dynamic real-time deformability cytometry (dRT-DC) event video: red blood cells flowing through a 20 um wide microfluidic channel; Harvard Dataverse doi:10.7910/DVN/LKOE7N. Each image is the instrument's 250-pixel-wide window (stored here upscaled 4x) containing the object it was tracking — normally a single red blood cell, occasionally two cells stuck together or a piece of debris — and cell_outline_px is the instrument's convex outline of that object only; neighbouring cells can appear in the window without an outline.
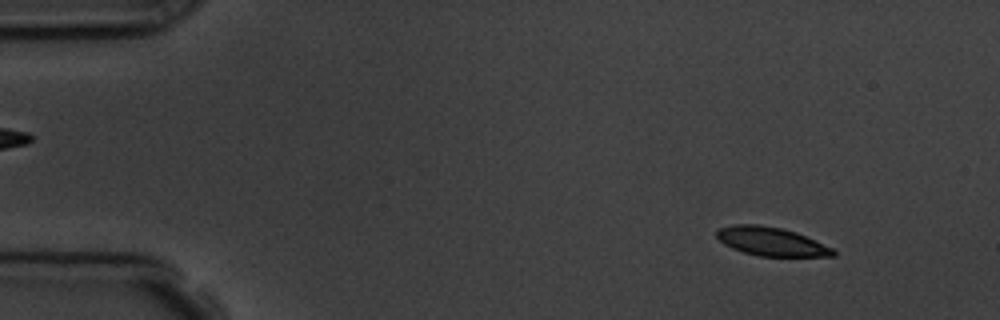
{"species": "common noctule bat (a hibernating species)", "species_latin": "Nyctalus noctula", "temperature_condition": "room temperature", "stored_images_in_passage": 4, "camera_frame_rate_fps": 3000, "um_per_image_px": 0.085, "animal": {"sex": "male", "body_mass_g": 19.5, "forearm_length_mm": 54.6}, "frame": {"image": 1, "passage_image": 1, "time_ms": 0.0, "image_size_px": [1000, 320], "cell_outline_px": [[836, 256], [760, 256], [744, 252], [732, 248], [724, 244], [716, 236], [716, 232], [720, 228], [732, 224], [756, 224], [784, 228], [796, 232], [832, 248], [836, 252]], "centroid_in_image_um": [65.54, 20.52], "position_along_channel_um": 19.5, "area_um2": 19.31}}
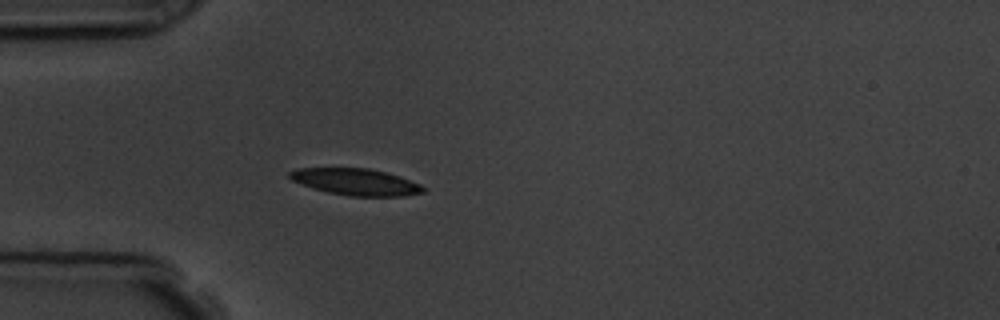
{"frame": {"image": 2, "passage_image": 4, "time_ms": 3.333, "image_size_px": [1000, 320], "cell_outline_px": [[428, 188], [424, 192], [404, 196], [348, 196], [328, 192], [292, 180], [288, 176], [288, 172], [296, 168], [368, 168], [400, 176], [420, 184]], "centroid_in_image_um": [30.29, 15.46], "position_along_channel_um": 54.7, "area_um2": 20.63}}